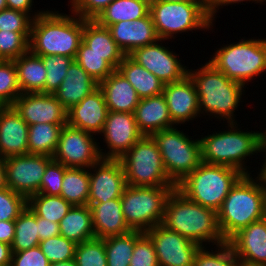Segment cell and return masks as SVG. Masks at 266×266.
<instances>
[{"label": "cell", "instance_id": "cell-1", "mask_svg": "<svg viewBox=\"0 0 266 266\" xmlns=\"http://www.w3.org/2000/svg\"><path fill=\"white\" fill-rule=\"evenodd\" d=\"M82 33L81 17L47 9L33 19L29 51L37 56L62 55L75 59Z\"/></svg>", "mask_w": 266, "mask_h": 266}, {"label": "cell", "instance_id": "cell-2", "mask_svg": "<svg viewBox=\"0 0 266 266\" xmlns=\"http://www.w3.org/2000/svg\"><path fill=\"white\" fill-rule=\"evenodd\" d=\"M162 225L200 246L205 242L216 246L225 242L217 212L193 202L177 188L167 199Z\"/></svg>", "mask_w": 266, "mask_h": 266}, {"label": "cell", "instance_id": "cell-3", "mask_svg": "<svg viewBox=\"0 0 266 266\" xmlns=\"http://www.w3.org/2000/svg\"><path fill=\"white\" fill-rule=\"evenodd\" d=\"M236 124L228 123L230 128L227 131H215L199 139L201 162L231 167L243 175H250L244 160L257 153L266 152L263 136L259 131L243 132Z\"/></svg>", "mask_w": 266, "mask_h": 266}, {"label": "cell", "instance_id": "cell-4", "mask_svg": "<svg viewBox=\"0 0 266 266\" xmlns=\"http://www.w3.org/2000/svg\"><path fill=\"white\" fill-rule=\"evenodd\" d=\"M255 179L243 175L217 212L220 233L226 242L241 229L265 218L261 171Z\"/></svg>", "mask_w": 266, "mask_h": 266}, {"label": "cell", "instance_id": "cell-5", "mask_svg": "<svg viewBox=\"0 0 266 266\" xmlns=\"http://www.w3.org/2000/svg\"><path fill=\"white\" fill-rule=\"evenodd\" d=\"M188 75L198 93L200 114L237 123L234 112L240 106L244 85L230 80L209 62L199 69H188Z\"/></svg>", "mask_w": 266, "mask_h": 266}, {"label": "cell", "instance_id": "cell-6", "mask_svg": "<svg viewBox=\"0 0 266 266\" xmlns=\"http://www.w3.org/2000/svg\"><path fill=\"white\" fill-rule=\"evenodd\" d=\"M242 176L234 168L201 162L176 188L193 202L218 212Z\"/></svg>", "mask_w": 266, "mask_h": 266}, {"label": "cell", "instance_id": "cell-7", "mask_svg": "<svg viewBox=\"0 0 266 266\" xmlns=\"http://www.w3.org/2000/svg\"><path fill=\"white\" fill-rule=\"evenodd\" d=\"M208 62L230 80L245 86L266 71V38L240 39L217 49ZM251 80V81H250Z\"/></svg>", "mask_w": 266, "mask_h": 266}, {"label": "cell", "instance_id": "cell-8", "mask_svg": "<svg viewBox=\"0 0 266 266\" xmlns=\"http://www.w3.org/2000/svg\"><path fill=\"white\" fill-rule=\"evenodd\" d=\"M150 15L159 39L167 40L192 30L210 29L206 0H186L183 2L157 1L150 6Z\"/></svg>", "mask_w": 266, "mask_h": 266}, {"label": "cell", "instance_id": "cell-9", "mask_svg": "<svg viewBox=\"0 0 266 266\" xmlns=\"http://www.w3.org/2000/svg\"><path fill=\"white\" fill-rule=\"evenodd\" d=\"M127 185L176 187L168 177L158 146L151 136H143L120 159Z\"/></svg>", "mask_w": 266, "mask_h": 266}, {"label": "cell", "instance_id": "cell-10", "mask_svg": "<svg viewBox=\"0 0 266 266\" xmlns=\"http://www.w3.org/2000/svg\"><path fill=\"white\" fill-rule=\"evenodd\" d=\"M176 187H141L127 185L121 196L122 212L132 231L146 233L162 224L165 204Z\"/></svg>", "mask_w": 266, "mask_h": 266}, {"label": "cell", "instance_id": "cell-11", "mask_svg": "<svg viewBox=\"0 0 266 266\" xmlns=\"http://www.w3.org/2000/svg\"><path fill=\"white\" fill-rule=\"evenodd\" d=\"M178 127L151 135L156 142L168 177L177 185L201 163L200 141Z\"/></svg>", "mask_w": 266, "mask_h": 266}, {"label": "cell", "instance_id": "cell-12", "mask_svg": "<svg viewBox=\"0 0 266 266\" xmlns=\"http://www.w3.org/2000/svg\"><path fill=\"white\" fill-rule=\"evenodd\" d=\"M93 134L66 124L62 127L52 159L70 168H90L101 159Z\"/></svg>", "mask_w": 266, "mask_h": 266}, {"label": "cell", "instance_id": "cell-13", "mask_svg": "<svg viewBox=\"0 0 266 266\" xmlns=\"http://www.w3.org/2000/svg\"><path fill=\"white\" fill-rule=\"evenodd\" d=\"M52 160L47 155L29 153L5 158L6 186L26 199L39 193L45 169Z\"/></svg>", "mask_w": 266, "mask_h": 266}, {"label": "cell", "instance_id": "cell-14", "mask_svg": "<svg viewBox=\"0 0 266 266\" xmlns=\"http://www.w3.org/2000/svg\"><path fill=\"white\" fill-rule=\"evenodd\" d=\"M159 266H192L199 244L165 227L162 224L149 229Z\"/></svg>", "mask_w": 266, "mask_h": 266}, {"label": "cell", "instance_id": "cell-15", "mask_svg": "<svg viewBox=\"0 0 266 266\" xmlns=\"http://www.w3.org/2000/svg\"><path fill=\"white\" fill-rule=\"evenodd\" d=\"M161 39L155 43L134 49L128 56L154 74L164 84L177 82L188 75L175 52L164 47Z\"/></svg>", "mask_w": 266, "mask_h": 266}, {"label": "cell", "instance_id": "cell-16", "mask_svg": "<svg viewBox=\"0 0 266 266\" xmlns=\"http://www.w3.org/2000/svg\"><path fill=\"white\" fill-rule=\"evenodd\" d=\"M108 152L99 149L103 159H120L144 135L139 131L134 113L109 111L100 133Z\"/></svg>", "mask_w": 266, "mask_h": 266}, {"label": "cell", "instance_id": "cell-17", "mask_svg": "<svg viewBox=\"0 0 266 266\" xmlns=\"http://www.w3.org/2000/svg\"><path fill=\"white\" fill-rule=\"evenodd\" d=\"M92 170V172H91ZM90 190L88 206L121 198L127 186L119 159H103L89 168Z\"/></svg>", "mask_w": 266, "mask_h": 266}, {"label": "cell", "instance_id": "cell-18", "mask_svg": "<svg viewBox=\"0 0 266 266\" xmlns=\"http://www.w3.org/2000/svg\"><path fill=\"white\" fill-rule=\"evenodd\" d=\"M29 125L67 124V110L54 94L22 93L11 105Z\"/></svg>", "mask_w": 266, "mask_h": 266}, {"label": "cell", "instance_id": "cell-19", "mask_svg": "<svg viewBox=\"0 0 266 266\" xmlns=\"http://www.w3.org/2000/svg\"><path fill=\"white\" fill-rule=\"evenodd\" d=\"M162 94L171 120L177 126L201 116L198 93L189 75L180 81L164 84Z\"/></svg>", "mask_w": 266, "mask_h": 266}, {"label": "cell", "instance_id": "cell-20", "mask_svg": "<svg viewBox=\"0 0 266 266\" xmlns=\"http://www.w3.org/2000/svg\"><path fill=\"white\" fill-rule=\"evenodd\" d=\"M227 242L244 265L266 266V218L241 229Z\"/></svg>", "mask_w": 266, "mask_h": 266}, {"label": "cell", "instance_id": "cell-21", "mask_svg": "<svg viewBox=\"0 0 266 266\" xmlns=\"http://www.w3.org/2000/svg\"><path fill=\"white\" fill-rule=\"evenodd\" d=\"M108 112L103 92L98 86L67 111V124L96 135L101 133Z\"/></svg>", "mask_w": 266, "mask_h": 266}, {"label": "cell", "instance_id": "cell-22", "mask_svg": "<svg viewBox=\"0 0 266 266\" xmlns=\"http://www.w3.org/2000/svg\"><path fill=\"white\" fill-rule=\"evenodd\" d=\"M29 126L12 106H0V157L28 154Z\"/></svg>", "mask_w": 266, "mask_h": 266}, {"label": "cell", "instance_id": "cell-23", "mask_svg": "<svg viewBox=\"0 0 266 266\" xmlns=\"http://www.w3.org/2000/svg\"><path fill=\"white\" fill-rule=\"evenodd\" d=\"M77 53H95L103 56L115 70L126 56L118 47L107 27L95 20L83 19L82 41Z\"/></svg>", "mask_w": 266, "mask_h": 266}, {"label": "cell", "instance_id": "cell-24", "mask_svg": "<svg viewBox=\"0 0 266 266\" xmlns=\"http://www.w3.org/2000/svg\"><path fill=\"white\" fill-rule=\"evenodd\" d=\"M107 28L125 55H129L136 48L159 40L150 13L141 19L120 21Z\"/></svg>", "mask_w": 266, "mask_h": 266}, {"label": "cell", "instance_id": "cell-25", "mask_svg": "<svg viewBox=\"0 0 266 266\" xmlns=\"http://www.w3.org/2000/svg\"><path fill=\"white\" fill-rule=\"evenodd\" d=\"M134 115L138 129L144 136L176 127L171 120L163 94L141 98Z\"/></svg>", "mask_w": 266, "mask_h": 266}, {"label": "cell", "instance_id": "cell-26", "mask_svg": "<svg viewBox=\"0 0 266 266\" xmlns=\"http://www.w3.org/2000/svg\"><path fill=\"white\" fill-rule=\"evenodd\" d=\"M98 86L103 92L109 111L134 113L140 98L131 83L118 70H114Z\"/></svg>", "mask_w": 266, "mask_h": 266}, {"label": "cell", "instance_id": "cell-27", "mask_svg": "<svg viewBox=\"0 0 266 266\" xmlns=\"http://www.w3.org/2000/svg\"><path fill=\"white\" fill-rule=\"evenodd\" d=\"M90 209L95 238L103 239L132 231L125 221L120 198L91 204Z\"/></svg>", "mask_w": 266, "mask_h": 266}, {"label": "cell", "instance_id": "cell-28", "mask_svg": "<svg viewBox=\"0 0 266 266\" xmlns=\"http://www.w3.org/2000/svg\"><path fill=\"white\" fill-rule=\"evenodd\" d=\"M98 87V83L75 60L53 94L68 111Z\"/></svg>", "mask_w": 266, "mask_h": 266}, {"label": "cell", "instance_id": "cell-29", "mask_svg": "<svg viewBox=\"0 0 266 266\" xmlns=\"http://www.w3.org/2000/svg\"><path fill=\"white\" fill-rule=\"evenodd\" d=\"M14 62L21 93H45L47 72L41 57L28 51Z\"/></svg>", "mask_w": 266, "mask_h": 266}, {"label": "cell", "instance_id": "cell-30", "mask_svg": "<svg viewBox=\"0 0 266 266\" xmlns=\"http://www.w3.org/2000/svg\"><path fill=\"white\" fill-rule=\"evenodd\" d=\"M117 70L131 83L140 99L162 94L164 83L128 55Z\"/></svg>", "mask_w": 266, "mask_h": 266}, {"label": "cell", "instance_id": "cell-31", "mask_svg": "<svg viewBox=\"0 0 266 266\" xmlns=\"http://www.w3.org/2000/svg\"><path fill=\"white\" fill-rule=\"evenodd\" d=\"M60 235L80 244L95 238L90 206H72L59 223Z\"/></svg>", "mask_w": 266, "mask_h": 266}, {"label": "cell", "instance_id": "cell-32", "mask_svg": "<svg viewBox=\"0 0 266 266\" xmlns=\"http://www.w3.org/2000/svg\"><path fill=\"white\" fill-rule=\"evenodd\" d=\"M149 13L150 6L139 0H114L94 20L108 27L120 21L141 19Z\"/></svg>", "mask_w": 266, "mask_h": 266}, {"label": "cell", "instance_id": "cell-33", "mask_svg": "<svg viewBox=\"0 0 266 266\" xmlns=\"http://www.w3.org/2000/svg\"><path fill=\"white\" fill-rule=\"evenodd\" d=\"M90 176L88 168H70L64 173L60 196L72 206L88 205Z\"/></svg>", "mask_w": 266, "mask_h": 266}, {"label": "cell", "instance_id": "cell-34", "mask_svg": "<svg viewBox=\"0 0 266 266\" xmlns=\"http://www.w3.org/2000/svg\"><path fill=\"white\" fill-rule=\"evenodd\" d=\"M64 125L66 124L37 123L29 125L28 153L52 157Z\"/></svg>", "mask_w": 266, "mask_h": 266}, {"label": "cell", "instance_id": "cell-35", "mask_svg": "<svg viewBox=\"0 0 266 266\" xmlns=\"http://www.w3.org/2000/svg\"><path fill=\"white\" fill-rule=\"evenodd\" d=\"M143 234L140 231H130L124 235L103 238L107 266H129L135 242Z\"/></svg>", "mask_w": 266, "mask_h": 266}, {"label": "cell", "instance_id": "cell-36", "mask_svg": "<svg viewBox=\"0 0 266 266\" xmlns=\"http://www.w3.org/2000/svg\"><path fill=\"white\" fill-rule=\"evenodd\" d=\"M37 216L27 206L15 219V235L12 252H20L39 246Z\"/></svg>", "mask_w": 266, "mask_h": 266}, {"label": "cell", "instance_id": "cell-37", "mask_svg": "<svg viewBox=\"0 0 266 266\" xmlns=\"http://www.w3.org/2000/svg\"><path fill=\"white\" fill-rule=\"evenodd\" d=\"M27 206L38 217L60 223L72 205L61 196L35 194L27 199Z\"/></svg>", "mask_w": 266, "mask_h": 266}, {"label": "cell", "instance_id": "cell-38", "mask_svg": "<svg viewBox=\"0 0 266 266\" xmlns=\"http://www.w3.org/2000/svg\"><path fill=\"white\" fill-rule=\"evenodd\" d=\"M217 247L215 252L212 249L210 252L205 246H201L192 266H243L228 242L218 244Z\"/></svg>", "mask_w": 266, "mask_h": 266}, {"label": "cell", "instance_id": "cell-39", "mask_svg": "<svg viewBox=\"0 0 266 266\" xmlns=\"http://www.w3.org/2000/svg\"><path fill=\"white\" fill-rule=\"evenodd\" d=\"M21 94L15 62L0 60V106H11Z\"/></svg>", "mask_w": 266, "mask_h": 266}, {"label": "cell", "instance_id": "cell-40", "mask_svg": "<svg viewBox=\"0 0 266 266\" xmlns=\"http://www.w3.org/2000/svg\"><path fill=\"white\" fill-rule=\"evenodd\" d=\"M46 68L45 93L53 94L67 75L74 58L62 55L40 56Z\"/></svg>", "mask_w": 266, "mask_h": 266}, {"label": "cell", "instance_id": "cell-41", "mask_svg": "<svg viewBox=\"0 0 266 266\" xmlns=\"http://www.w3.org/2000/svg\"><path fill=\"white\" fill-rule=\"evenodd\" d=\"M76 246V243L61 235L39 242V247L50 264L74 259Z\"/></svg>", "mask_w": 266, "mask_h": 266}, {"label": "cell", "instance_id": "cell-42", "mask_svg": "<svg viewBox=\"0 0 266 266\" xmlns=\"http://www.w3.org/2000/svg\"><path fill=\"white\" fill-rule=\"evenodd\" d=\"M74 260L77 266H107L104 241L93 238L77 244Z\"/></svg>", "mask_w": 266, "mask_h": 266}, {"label": "cell", "instance_id": "cell-43", "mask_svg": "<svg viewBox=\"0 0 266 266\" xmlns=\"http://www.w3.org/2000/svg\"><path fill=\"white\" fill-rule=\"evenodd\" d=\"M30 34L0 31V60L14 61L29 51Z\"/></svg>", "mask_w": 266, "mask_h": 266}, {"label": "cell", "instance_id": "cell-44", "mask_svg": "<svg viewBox=\"0 0 266 266\" xmlns=\"http://www.w3.org/2000/svg\"><path fill=\"white\" fill-rule=\"evenodd\" d=\"M45 10L28 13L13 9H4L0 11V31H13L20 34H30L33 19L41 15Z\"/></svg>", "mask_w": 266, "mask_h": 266}, {"label": "cell", "instance_id": "cell-45", "mask_svg": "<svg viewBox=\"0 0 266 266\" xmlns=\"http://www.w3.org/2000/svg\"><path fill=\"white\" fill-rule=\"evenodd\" d=\"M27 207V199L7 186L0 188V221L15 220Z\"/></svg>", "mask_w": 266, "mask_h": 266}, {"label": "cell", "instance_id": "cell-46", "mask_svg": "<svg viewBox=\"0 0 266 266\" xmlns=\"http://www.w3.org/2000/svg\"><path fill=\"white\" fill-rule=\"evenodd\" d=\"M99 84L115 69L103 56L95 53H77L74 59Z\"/></svg>", "mask_w": 266, "mask_h": 266}, {"label": "cell", "instance_id": "cell-47", "mask_svg": "<svg viewBox=\"0 0 266 266\" xmlns=\"http://www.w3.org/2000/svg\"><path fill=\"white\" fill-rule=\"evenodd\" d=\"M67 168L62 163L52 160L45 169L39 194L60 196L64 173Z\"/></svg>", "mask_w": 266, "mask_h": 266}, {"label": "cell", "instance_id": "cell-48", "mask_svg": "<svg viewBox=\"0 0 266 266\" xmlns=\"http://www.w3.org/2000/svg\"><path fill=\"white\" fill-rule=\"evenodd\" d=\"M129 266H159L152 240L146 233L135 242Z\"/></svg>", "mask_w": 266, "mask_h": 266}, {"label": "cell", "instance_id": "cell-49", "mask_svg": "<svg viewBox=\"0 0 266 266\" xmlns=\"http://www.w3.org/2000/svg\"><path fill=\"white\" fill-rule=\"evenodd\" d=\"M114 0H70L75 15L86 20H94Z\"/></svg>", "mask_w": 266, "mask_h": 266}, {"label": "cell", "instance_id": "cell-50", "mask_svg": "<svg viewBox=\"0 0 266 266\" xmlns=\"http://www.w3.org/2000/svg\"><path fill=\"white\" fill-rule=\"evenodd\" d=\"M50 263L46 256L42 253L39 246L23 250L20 252H12L10 266H49Z\"/></svg>", "mask_w": 266, "mask_h": 266}, {"label": "cell", "instance_id": "cell-51", "mask_svg": "<svg viewBox=\"0 0 266 266\" xmlns=\"http://www.w3.org/2000/svg\"><path fill=\"white\" fill-rule=\"evenodd\" d=\"M37 224L40 241L60 235L59 223H54L50 220L37 216Z\"/></svg>", "mask_w": 266, "mask_h": 266}, {"label": "cell", "instance_id": "cell-52", "mask_svg": "<svg viewBox=\"0 0 266 266\" xmlns=\"http://www.w3.org/2000/svg\"><path fill=\"white\" fill-rule=\"evenodd\" d=\"M244 1H255V3H261L262 2H266V0H206V8H207V13L208 16L210 18V20L212 21V23L214 22V18L216 17V12L218 13L217 10H219L221 8V6H228L229 4H234V3H241L243 4ZM220 6V7H219ZM215 16V17H214Z\"/></svg>", "mask_w": 266, "mask_h": 266}, {"label": "cell", "instance_id": "cell-53", "mask_svg": "<svg viewBox=\"0 0 266 266\" xmlns=\"http://www.w3.org/2000/svg\"><path fill=\"white\" fill-rule=\"evenodd\" d=\"M15 235V220L0 221V242L11 245Z\"/></svg>", "mask_w": 266, "mask_h": 266}, {"label": "cell", "instance_id": "cell-54", "mask_svg": "<svg viewBox=\"0 0 266 266\" xmlns=\"http://www.w3.org/2000/svg\"><path fill=\"white\" fill-rule=\"evenodd\" d=\"M7 8L13 10L23 11L31 15L32 6L34 3L33 0H6Z\"/></svg>", "mask_w": 266, "mask_h": 266}, {"label": "cell", "instance_id": "cell-55", "mask_svg": "<svg viewBox=\"0 0 266 266\" xmlns=\"http://www.w3.org/2000/svg\"><path fill=\"white\" fill-rule=\"evenodd\" d=\"M12 259L11 245L0 242V265L10 266Z\"/></svg>", "mask_w": 266, "mask_h": 266}, {"label": "cell", "instance_id": "cell-56", "mask_svg": "<svg viewBox=\"0 0 266 266\" xmlns=\"http://www.w3.org/2000/svg\"><path fill=\"white\" fill-rule=\"evenodd\" d=\"M6 186L4 159L0 157V188Z\"/></svg>", "mask_w": 266, "mask_h": 266}, {"label": "cell", "instance_id": "cell-57", "mask_svg": "<svg viewBox=\"0 0 266 266\" xmlns=\"http://www.w3.org/2000/svg\"><path fill=\"white\" fill-rule=\"evenodd\" d=\"M261 179L263 182V191H264V212L266 218V171L263 169L261 170Z\"/></svg>", "mask_w": 266, "mask_h": 266}, {"label": "cell", "instance_id": "cell-58", "mask_svg": "<svg viewBox=\"0 0 266 266\" xmlns=\"http://www.w3.org/2000/svg\"><path fill=\"white\" fill-rule=\"evenodd\" d=\"M49 266H77L74 259L65 262L51 263Z\"/></svg>", "mask_w": 266, "mask_h": 266}, {"label": "cell", "instance_id": "cell-59", "mask_svg": "<svg viewBox=\"0 0 266 266\" xmlns=\"http://www.w3.org/2000/svg\"><path fill=\"white\" fill-rule=\"evenodd\" d=\"M7 9V2L6 0H0V11Z\"/></svg>", "mask_w": 266, "mask_h": 266}, {"label": "cell", "instance_id": "cell-60", "mask_svg": "<svg viewBox=\"0 0 266 266\" xmlns=\"http://www.w3.org/2000/svg\"><path fill=\"white\" fill-rule=\"evenodd\" d=\"M139 1L146 3L148 6H152L158 0H139Z\"/></svg>", "mask_w": 266, "mask_h": 266}, {"label": "cell", "instance_id": "cell-61", "mask_svg": "<svg viewBox=\"0 0 266 266\" xmlns=\"http://www.w3.org/2000/svg\"><path fill=\"white\" fill-rule=\"evenodd\" d=\"M159 1H164V2H183L186 0H159Z\"/></svg>", "mask_w": 266, "mask_h": 266}, {"label": "cell", "instance_id": "cell-62", "mask_svg": "<svg viewBox=\"0 0 266 266\" xmlns=\"http://www.w3.org/2000/svg\"><path fill=\"white\" fill-rule=\"evenodd\" d=\"M261 133H262V136H263V142H264V145H265V147H266V131H265V132H262V131H261Z\"/></svg>", "mask_w": 266, "mask_h": 266}, {"label": "cell", "instance_id": "cell-63", "mask_svg": "<svg viewBox=\"0 0 266 266\" xmlns=\"http://www.w3.org/2000/svg\"><path fill=\"white\" fill-rule=\"evenodd\" d=\"M264 157H265V160H264L265 162L263 163V166L261 165L262 168L260 169V171L263 169L266 171V156Z\"/></svg>", "mask_w": 266, "mask_h": 266}]
</instances>
